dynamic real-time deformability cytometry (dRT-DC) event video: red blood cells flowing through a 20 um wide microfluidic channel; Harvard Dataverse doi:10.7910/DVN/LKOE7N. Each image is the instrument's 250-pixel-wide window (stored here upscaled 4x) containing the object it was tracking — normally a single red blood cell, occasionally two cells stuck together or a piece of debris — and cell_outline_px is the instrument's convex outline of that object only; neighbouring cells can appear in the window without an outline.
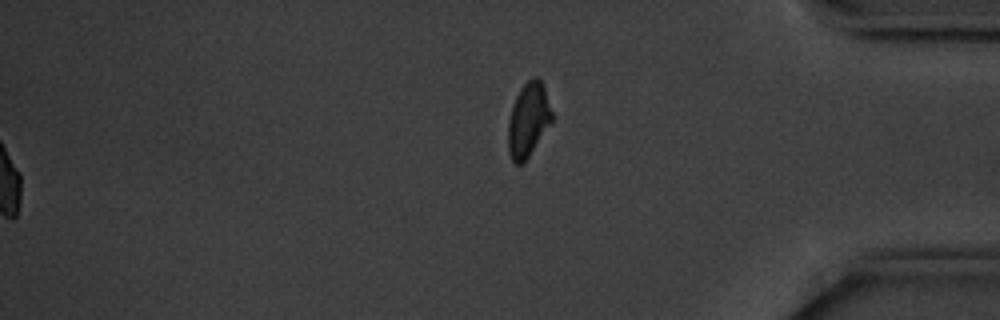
{"species": "common noctule bat (a hibernating species)", "species_latin": "Nyctalus noctula", "temperature_condition": "cold", "stored_images_in_passage": 57, "segment_of_instrument_passage": [2, 2], "camera_frame_rate_fps": 3000, "um_per_image_px": 0.085, "animal": {"sex": "male", "body_mass_g": 20.1, "forearm_length_mm": 53.5}, "frame": {"image": 1, "passage_image": 57, "time_ms": 18.667, "image_size_px": [1000, 320], "cell_outline_px": [[552, 120], [524, 164], [512, 164], [508, 152], [508, 120], [516, 96], [520, 88], [532, 76], [536, 76], [540, 80], [544, 88], [552, 112]], "centroid_in_image_um": [44.87, 10.22], "position_along_channel_um": 390.3, "area_um2": 18.84}}